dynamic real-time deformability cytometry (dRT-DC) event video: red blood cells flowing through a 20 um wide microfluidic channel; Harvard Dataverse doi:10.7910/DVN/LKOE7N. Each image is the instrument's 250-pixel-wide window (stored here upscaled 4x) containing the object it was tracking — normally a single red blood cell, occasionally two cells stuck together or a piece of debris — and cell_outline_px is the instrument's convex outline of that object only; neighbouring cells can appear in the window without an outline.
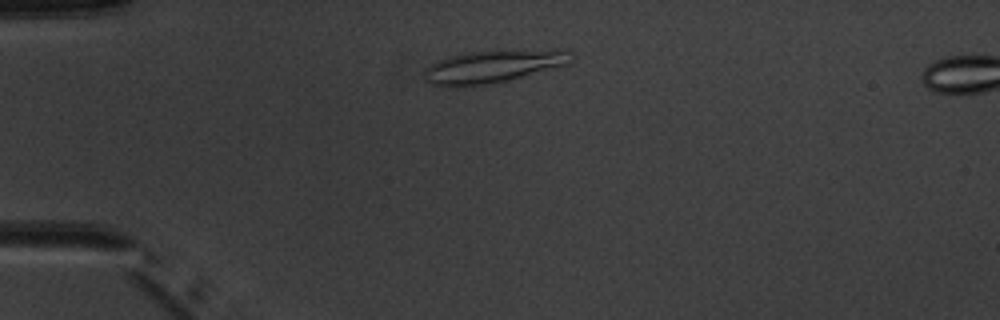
{"species": "common noctule bat (a hibernating species)", "species_latin": "Nyctalus noctula", "temperature_condition": "warm", "stored_images_in_passage": 5, "camera_frame_rate_fps": 3000, "um_per_image_px": 0.085, "animal": {"sex": "male", "body_mass_g": 20.1, "forearm_length_mm": 53.5}, "frame": {"image": 1, "passage_image": 1, "time_ms": 0.0, "image_size_px": [1000, 320], "cell_outline_px": [[572, 48], [568, 64], [508, 80], [488, 84], [464, 88], [452, 88], [432, 84], [424, 80], [424, 68], [436, 60], [448, 56], [468, 52], [496, 48]], "centroid_in_image_um": [41.92, 5.6], "position_along_channel_um": 43.1, "area_um2": 29.54}}
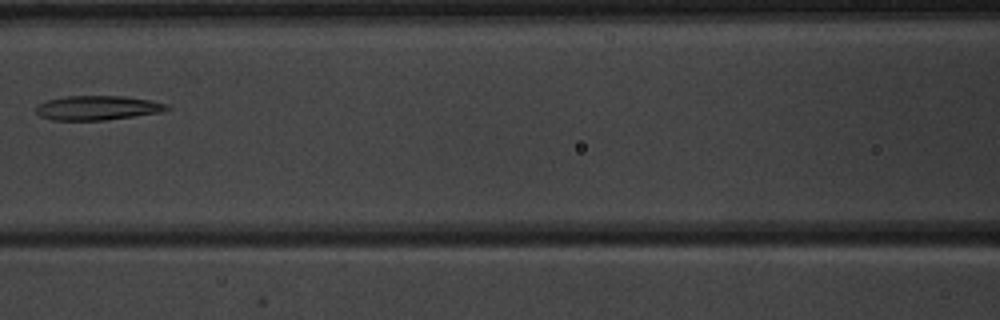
{"frame": {"image": 2, "passage_image": 4, "time_ms": 3.667, "image_size_px": [1000, 320], "cell_outline_px": [[172, 108], [164, 112], [104, 120], [52, 120], [40, 116], [36, 112], [36, 104], [48, 100], [64, 96], [124, 96], [152, 100], [168, 104]], "centroid_in_image_um": [8.32, 9.16], "position_along_channel_um": 158.3, "area_um2": 18.79}}
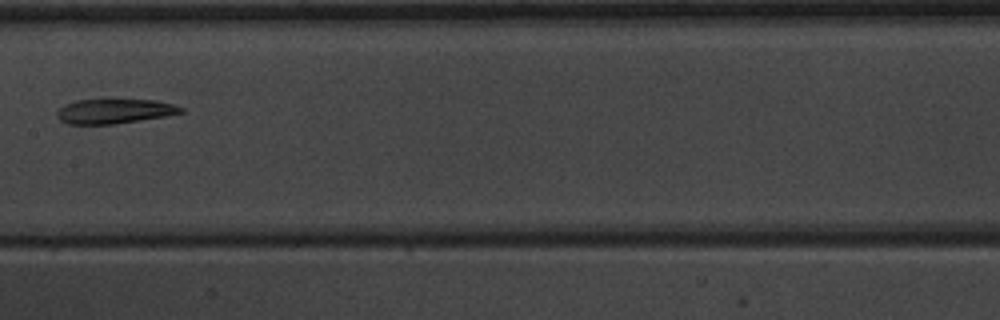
{"frame": {"image": 3, "passage_image": 5, "time_ms": 4.667, "image_size_px": [1000, 320], "cell_outline_px": [[184, 112], [164, 116], [140, 120], [112, 124], [68, 124], [60, 120], [56, 116], [56, 112], [64, 104], [76, 100], [108, 96], [112, 96], [156, 100], [172, 104], [184, 108]], "centroid_in_image_um": [9.69, 9.38], "position_along_channel_um": 197.7, "area_um2": 18.84}}